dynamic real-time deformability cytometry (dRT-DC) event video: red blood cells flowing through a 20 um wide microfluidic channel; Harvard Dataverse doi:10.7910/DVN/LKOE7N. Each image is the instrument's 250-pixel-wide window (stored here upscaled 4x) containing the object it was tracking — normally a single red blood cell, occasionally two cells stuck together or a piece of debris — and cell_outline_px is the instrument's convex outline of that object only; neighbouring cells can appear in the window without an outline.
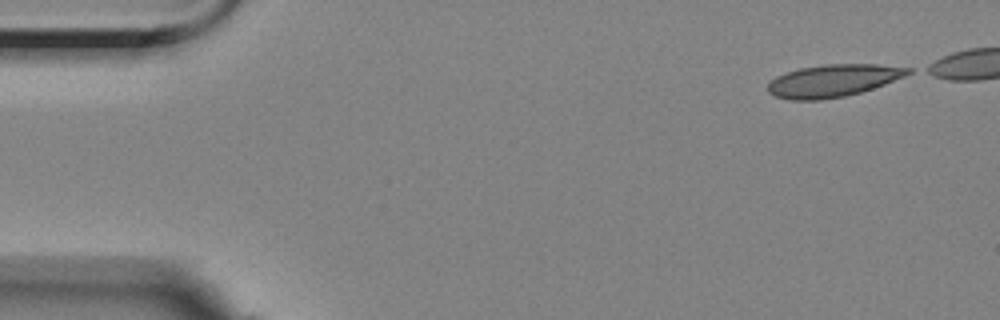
{"species": "Egyptian fruit bat (a non-hibernating species)", "species_latin": "Rousettus aegyptiacus", "temperature_condition": "room temperature", "stored_images_in_passage": 46, "camera_frame_rate_fps": 3000, "um_per_image_px": 0.085, "animal": {"sex": "female"}, "frame": {"image": 1, "passage_image": 1, "time_ms": 0.0, "image_size_px": [1000, 320], "cell_outline_px": [[912, 72], [904, 76], [884, 84], [860, 92], [844, 96], [820, 100], [788, 100], [776, 96], [768, 92], [768, 84], [776, 76], [800, 68], [824, 64], [880, 64], [912, 68]], "centroid_in_image_um": [70.81, 6.85], "position_along_channel_um": 14.2, "area_um2": 26.3}}
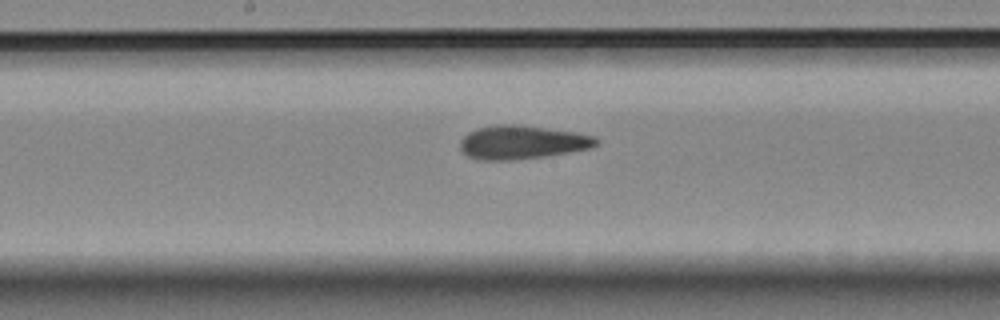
{"frame": {"image": 2, "passage_image": 26, "time_ms": 8.333, "image_size_px": [1000, 320], "cell_outline_px": [[600, 144], [592, 148], [544, 156], [512, 160], [480, 160], [468, 156], [460, 148], [460, 140], [468, 132], [476, 128], [500, 124], [516, 124], [576, 132], [596, 136], [600, 140]], "centroid_in_image_um": [44.41, 12.09], "position_along_channel_um": 203.8, "area_um2": 26.76}}
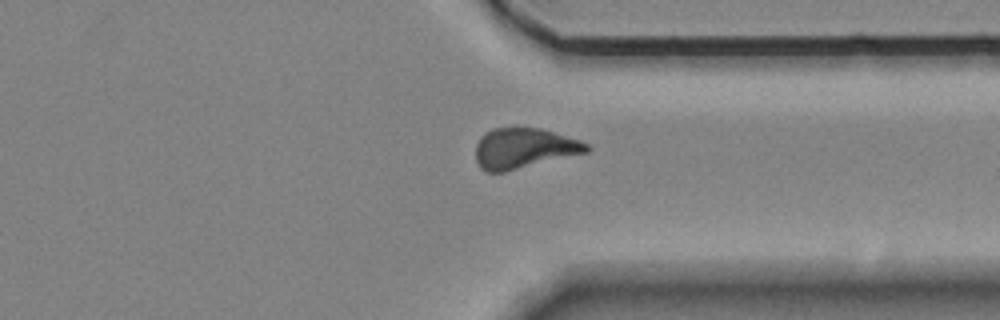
{"frame": {"image": 3, "passage_image": 40, "time_ms": 13.0, "image_size_px": [1000, 320], "cell_outline_px": [[592, 148], [588, 152], [504, 172], [484, 172], [480, 168], [476, 160], [476, 144], [480, 136], [484, 132], [492, 128], [512, 124], [516, 124], [540, 128], [580, 140], [588, 144]], "centroid_in_image_um": [44.49, 12.56], "position_along_channel_um": 366.9, "area_um2": 26.93}}